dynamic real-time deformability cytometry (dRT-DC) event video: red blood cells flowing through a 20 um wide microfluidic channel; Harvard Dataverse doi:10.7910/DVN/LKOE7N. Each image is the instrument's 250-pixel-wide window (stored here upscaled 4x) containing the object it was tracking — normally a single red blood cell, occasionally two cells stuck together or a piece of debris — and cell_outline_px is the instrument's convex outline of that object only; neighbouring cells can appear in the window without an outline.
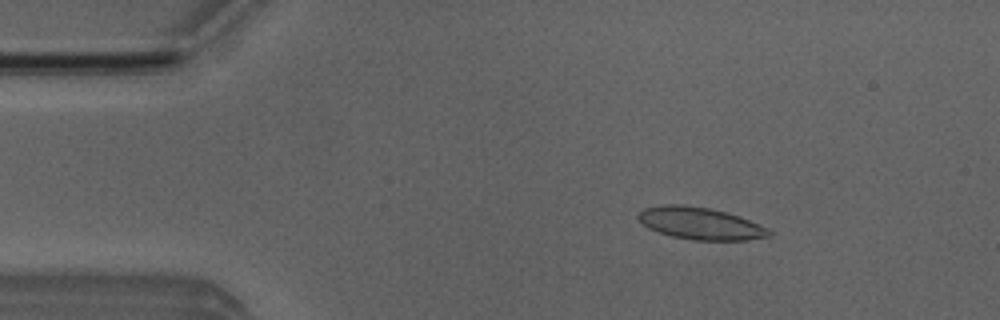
{"species": "Egyptian fruit bat (a non-hibernating species)", "species_latin": "Rousettus aegyptiacus", "temperature_condition": "room temperature", "stored_images_in_passage": 4, "camera_frame_rate_fps": 3000, "um_per_image_px": 0.085, "animal": {"sex": "male"}, "frame": {"image": 1, "passage_image": 2, "time_ms": 0.333, "image_size_px": [1000, 320], "cell_outline_px": [[772, 236], [744, 240], [696, 240], [672, 236], [648, 228], [636, 216], [644, 208], [660, 204], [680, 204], [708, 208], [724, 212], [748, 220], [768, 228], [772, 232]], "centroid_in_image_um": [59.51, 18.99], "position_along_channel_um": 25.5, "area_um2": 24.16}}